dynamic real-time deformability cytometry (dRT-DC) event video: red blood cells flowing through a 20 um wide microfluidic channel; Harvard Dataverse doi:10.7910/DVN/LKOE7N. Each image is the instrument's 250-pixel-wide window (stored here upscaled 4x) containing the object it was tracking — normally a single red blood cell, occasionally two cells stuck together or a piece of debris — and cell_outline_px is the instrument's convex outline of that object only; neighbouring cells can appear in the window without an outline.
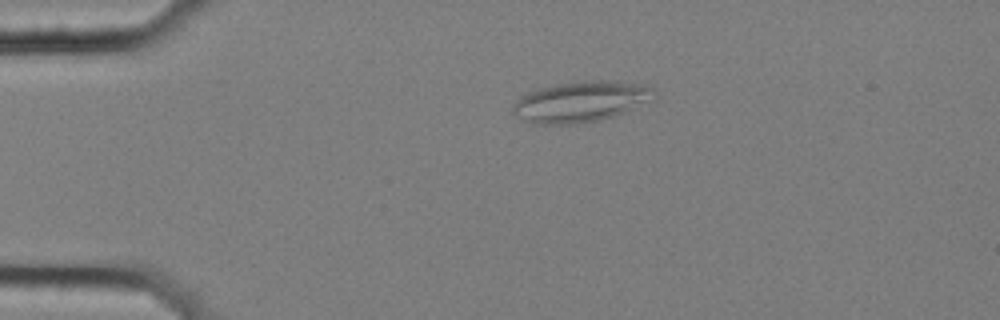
{"species": "common noctule bat (a hibernating species)", "species_latin": "Nyctalus noctula", "temperature_condition": "cold", "stored_images_in_passage": 7, "camera_frame_rate_fps": 3000, "um_per_image_px": 0.085, "animal": {"sex": "female", "body_mass_g": 25.1}, "frame": {"image": 1, "passage_image": 4, "time_ms": 1.0, "image_size_px": [1000, 320], "cell_outline_px": [[656, 92], [628, 108], [612, 116], [596, 120], [572, 124], [532, 124], [524, 120], [512, 112], [512, 104], [516, 100], [528, 92], [540, 88], [556, 84], [576, 80], [608, 80], [644, 84], [652, 88]], "centroid_in_image_um": [49.21, 8.62], "position_along_channel_um": 35.8, "area_um2": 32.66}}